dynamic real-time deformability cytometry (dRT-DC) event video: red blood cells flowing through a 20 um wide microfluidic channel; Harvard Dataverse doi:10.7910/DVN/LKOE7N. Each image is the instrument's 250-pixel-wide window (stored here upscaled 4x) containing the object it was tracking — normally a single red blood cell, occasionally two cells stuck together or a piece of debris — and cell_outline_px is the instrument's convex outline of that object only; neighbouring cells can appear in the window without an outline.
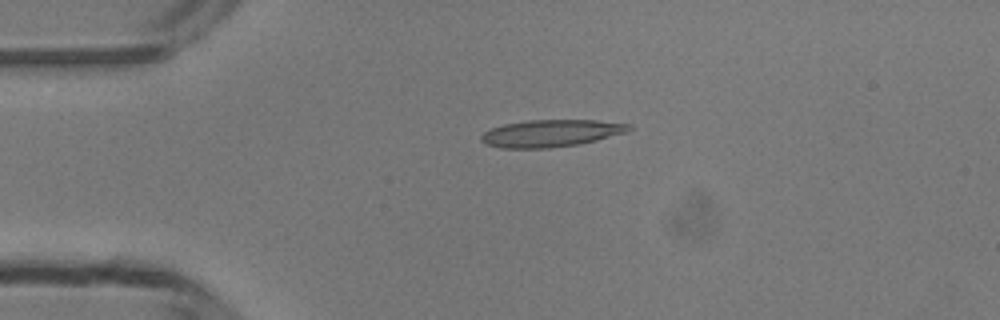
{"species": "common noctule bat (a hibernating species)", "species_latin": "Nyctalus noctula", "temperature_condition": "room temperature", "stored_images_in_passage": 38, "camera_frame_rate_fps": 3000, "um_per_image_px": 0.085, "animal": {"sex": "male", "body_mass_g": 13.3}, "frame": {"image": 1, "passage_image": 1, "time_ms": 0.0, "image_size_px": [1000, 320], "cell_outline_px": [[632, 128], [628, 132], [596, 140], [576, 144], [548, 148], [504, 148], [484, 144], [480, 140], [480, 136], [484, 132], [492, 128], [504, 124], [528, 120], [596, 120], [632, 124]], "centroid_in_image_um": [46.84, 11.32], "position_along_channel_um": 38.2, "area_um2": 23.35}}
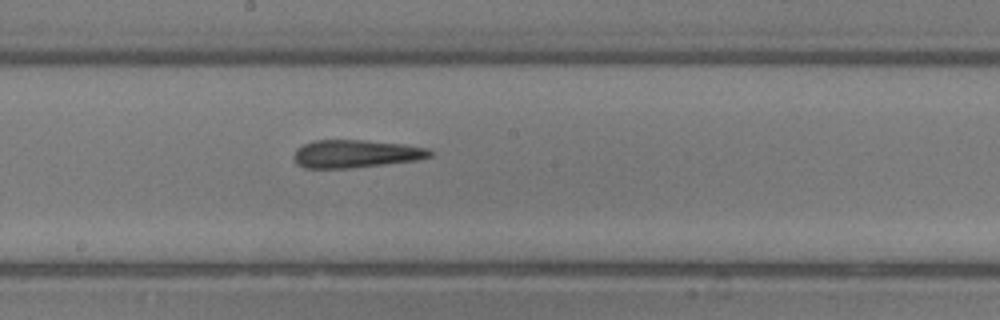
{"frame": {"image": 2, "passage_image": 16, "time_ms": 5.0, "image_size_px": [1000, 320], "cell_outline_px": [[432, 156], [420, 160], [352, 168], [304, 168], [296, 164], [296, 148], [304, 144], [316, 140], [364, 140], [404, 144], [428, 148], [432, 152]], "centroid_in_image_um": [30.29, 13.07], "position_along_channel_um": 217.9, "area_um2": 22.14}}
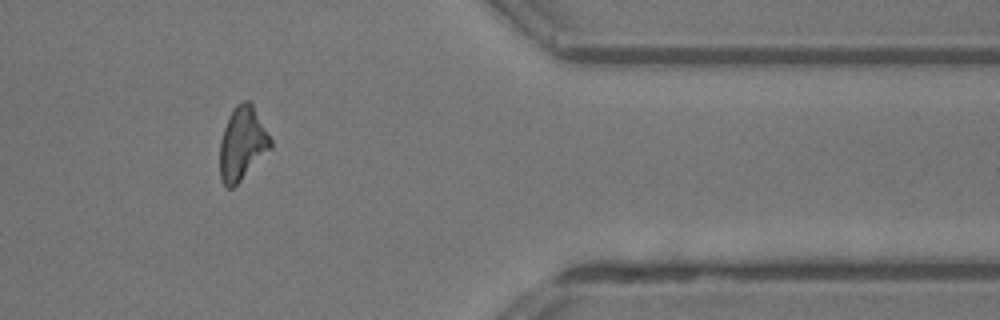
{"frame": {"image": 3, "passage_image": 30, "time_ms": 9.667, "image_size_px": [1000, 320], "cell_outline_px": [[272, 148], [232, 188], [228, 188], [220, 180], [220, 140], [228, 116], [232, 108], [236, 104], [244, 100], [248, 100], [252, 104], [272, 140]], "centroid_in_image_um": [20.58, 12.18], "position_along_channel_um": 390.8, "area_um2": 21.56}, "authors_computed_cell_mechanics": {"area_um2": 22.1663, "velocity_mm_per_s": 4.2159, "shape_relaxation_time_tau1_ms": null, "shape_relaxation_time_tau2_ms": 4.401, "deformation_change_tau1": null, "deformation_change_tau2": 0.1936}}